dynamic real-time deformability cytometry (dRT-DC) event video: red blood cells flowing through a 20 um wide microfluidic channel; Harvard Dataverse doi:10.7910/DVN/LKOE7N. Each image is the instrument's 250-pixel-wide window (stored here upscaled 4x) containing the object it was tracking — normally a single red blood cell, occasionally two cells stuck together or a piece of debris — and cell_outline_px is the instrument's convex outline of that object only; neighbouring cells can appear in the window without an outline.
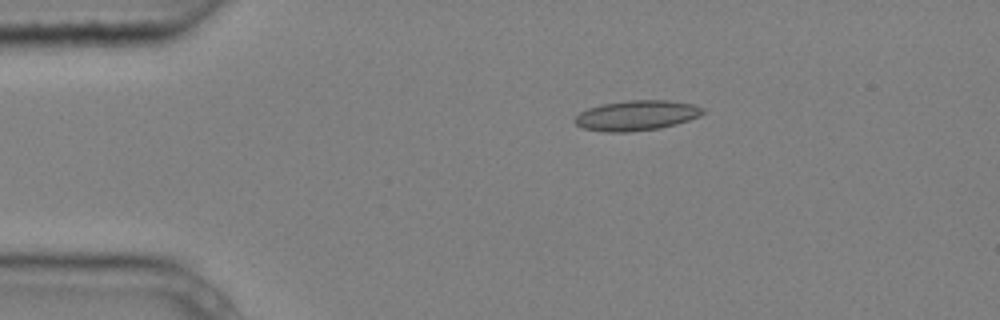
{"species": "common noctule bat (a hibernating species)", "species_latin": "Nyctalus noctula", "temperature_condition": "cold", "stored_images_in_passage": 4, "camera_frame_rate_fps": 3000, "um_per_image_px": 0.085, "animal": {"sex": "male", "body_mass_g": 20.4}, "frame": {"image": 1, "passage_image": 2, "time_ms": 0.333, "image_size_px": [1000, 320], "cell_outline_px": [[708, 112], [700, 116], [676, 124], [660, 128], [628, 132], [604, 132], [584, 128], [576, 124], [572, 120], [580, 112], [588, 108], [600, 104], [628, 100], [668, 100], [692, 104], [704, 108]], "centroid_in_image_um": [54.12, 9.81], "position_along_channel_um": 30.9, "area_um2": 22.66}}
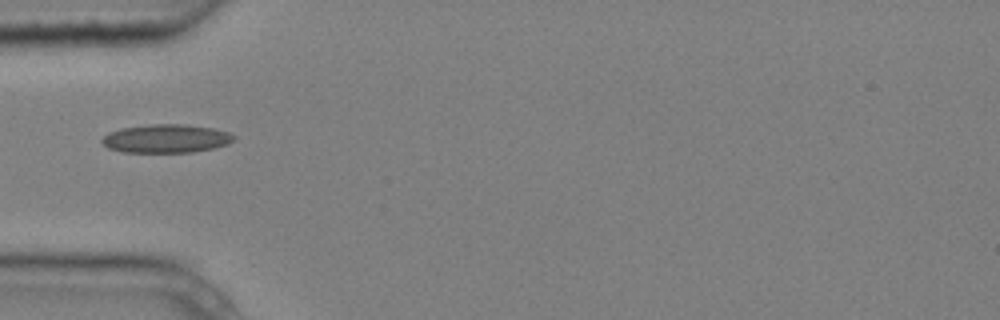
{"frame": {"image": 2, "passage_image": 4, "time_ms": 1.0, "image_size_px": [1000, 320], "cell_outline_px": [[236, 136], [228, 144], [212, 148], [192, 152], [124, 152], [108, 148], [100, 140], [108, 132], [120, 128], [152, 124], [184, 124], [212, 128], [228, 132]], "centroid_in_image_um": [14.1, 11.77], "position_along_channel_um": 70.9, "area_um2": 21.79}}